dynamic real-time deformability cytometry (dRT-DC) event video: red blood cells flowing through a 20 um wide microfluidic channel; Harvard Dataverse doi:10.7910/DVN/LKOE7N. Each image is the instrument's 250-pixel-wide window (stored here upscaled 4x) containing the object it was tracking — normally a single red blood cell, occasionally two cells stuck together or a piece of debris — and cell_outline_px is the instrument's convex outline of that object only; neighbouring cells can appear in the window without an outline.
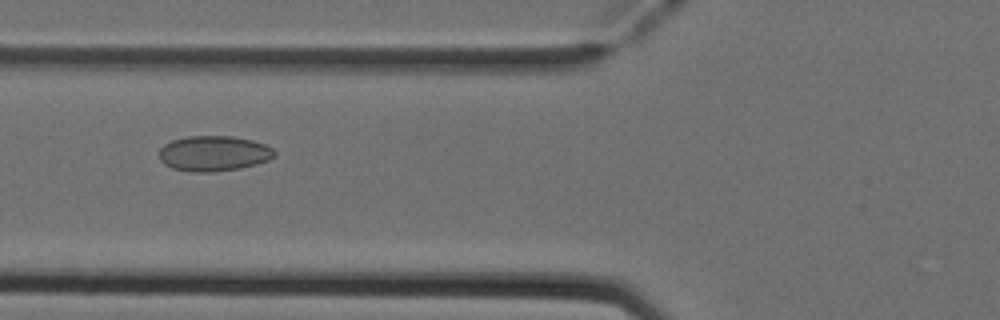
{"species": "Egyptian fruit bat (a non-hibernating species)", "species_latin": "Rousettus aegyptiacus", "temperature_condition": "cold", "stored_images_in_passage": 7, "camera_frame_rate_fps": 3000, "um_per_image_px": 0.085, "animal": {"sex": "female"}, "frame": {"image": 1, "passage_image": 4, "time_ms": 1.0, "image_size_px": [1000, 320], "cell_outline_px": [[276, 156], [268, 160], [256, 164], [240, 168], [216, 172], [188, 172], [172, 168], [164, 164], [160, 160], [160, 148], [164, 144], [172, 140], [188, 136], [232, 136], [252, 140], [264, 144], [272, 148], [276, 152]], "centroid_in_image_um": [18.16, 13.05], "position_along_channel_um": 107.6, "area_um2": 23.93}}
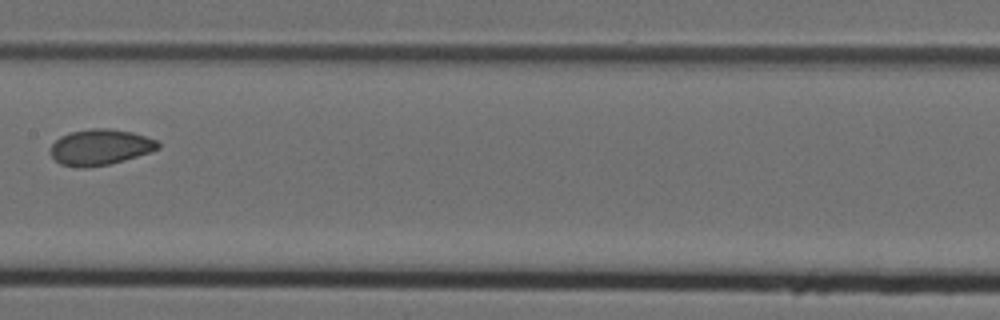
{"frame": {"image": 2, "passage_image": 6, "time_ms": 1.667, "image_size_px": [1000, 320], "cell_outline_px": [[160, 148], [124, 160], [108, 164], [88, 168], [80, 168], [60, 164], [52, 156], [52, 144], [60, 136], [72, 132], [92, 128], [108, 128], [132, 132], [156, 140], [160, 144]], "centroid_in_image_um": [8.51, 12.51], "position_along_channel_um": 198.9, "area_um2": 22.2}}
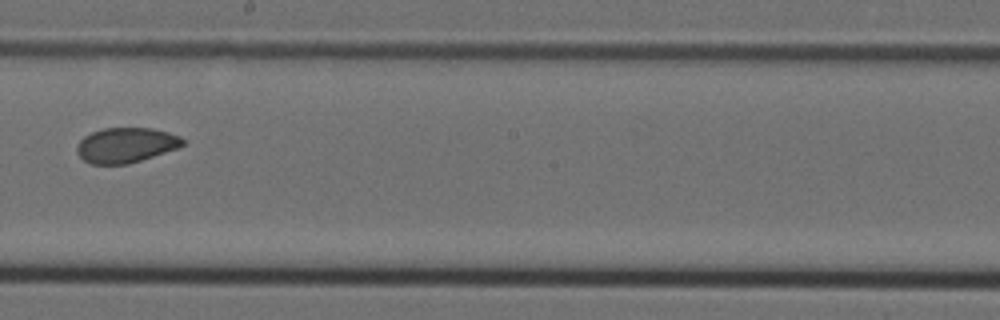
{"frame": {"image": 3, "passage_image": 7, "time_ms": 2.0, "image_size_px": [1000, 320], "cell_outline_px": [[184, 144], [176, 148], [128, 164], [88, 164], [76, 152], [76, 144], [84, 136], [92, 132], [104, 128], [152, 128], [168, 132], [180, 136], [184, 140]], "centroid_in_image_um": [10.66, 12.33], "position_along_channel_um": 237.5, "area_um2": 21.5}}